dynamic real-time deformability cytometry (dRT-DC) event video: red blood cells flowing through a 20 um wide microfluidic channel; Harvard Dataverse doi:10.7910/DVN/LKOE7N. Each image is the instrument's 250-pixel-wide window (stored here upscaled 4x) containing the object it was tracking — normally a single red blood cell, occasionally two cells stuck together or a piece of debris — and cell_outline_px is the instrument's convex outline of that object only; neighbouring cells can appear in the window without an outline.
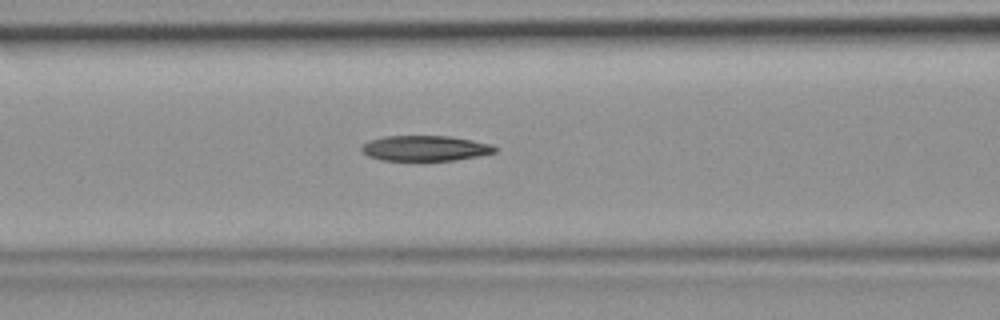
{"species": "common noctule bat (a hibernating species)", "species_latin": "Nyctalus noctula", "temperature_condition": "room temperature", "stored_images_in_passage": 40, "camera_frame_rate_fps": 3000, "um_per_image_px": 0.085, "animal": {"sex": "female", "body_mass_g": 19.9}, "frame": {"image": 1, "passage_image": 19, "time_ms": 6.0, "image_size_px": [1000, 320], "cell_outline_px": [[496, 152], [480, 156], [452, 160], [380, 160], [368, 156], [360, 148], [368, 140], [384, 136], [448, 136], [472, 140], [492, 144], [496, 148]], "centroid_in_image_um": [36.13, 12.6], "position_along_channel_um": 130.5, "area_um2": 19.65}}
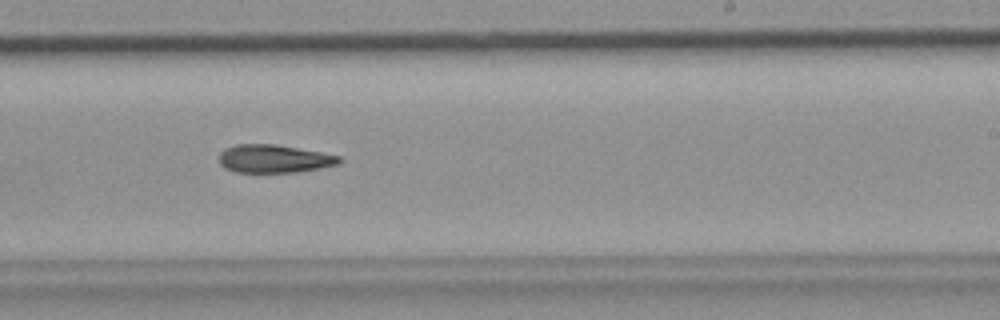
{"frame": {"image": 2, "passage_image": 28, "time_ms": 9.0, "image_size_px": [1000, 320], "cell_outline_px": [[344, 160], [340, 164], [320, 168], [296, 172], [236, 172], [224, 168], [220, 164], [220, 152], [224, 148], [236, 144], [276, 144], [320, 152], [340, 156]], "centroid_in_image_um": [23.3, 13.49], "position_along_channel_um": 265.7, "area_um2": 19.77}}
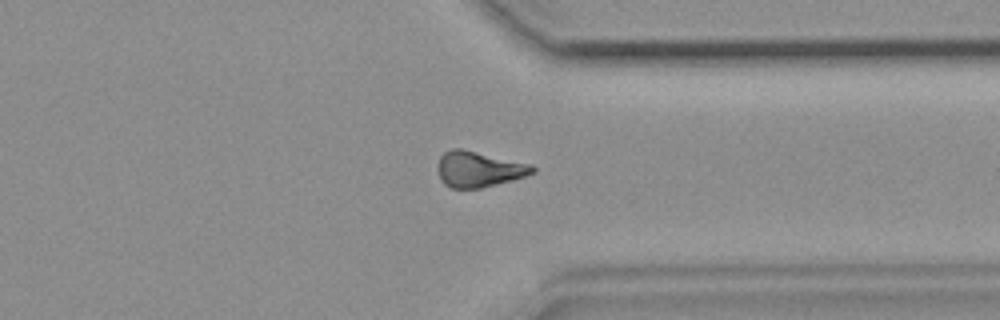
{"frame": {"image": 3, "passage_image": 35, "time_ms": 11.333, "image_size_px": [1000, 320], "cell_outline_px": [[536, 172], [512, 180], [480, 188], [448, 188], [440, 180], [436, 168], [440, 156], [444, 152], [452, 148], [460, 148], [532, 164], [536, 168]], "centroid_in_image_um": [40.66, 14.38], "position_along_channel_um": 370.7, "area_um2": 19.88}}